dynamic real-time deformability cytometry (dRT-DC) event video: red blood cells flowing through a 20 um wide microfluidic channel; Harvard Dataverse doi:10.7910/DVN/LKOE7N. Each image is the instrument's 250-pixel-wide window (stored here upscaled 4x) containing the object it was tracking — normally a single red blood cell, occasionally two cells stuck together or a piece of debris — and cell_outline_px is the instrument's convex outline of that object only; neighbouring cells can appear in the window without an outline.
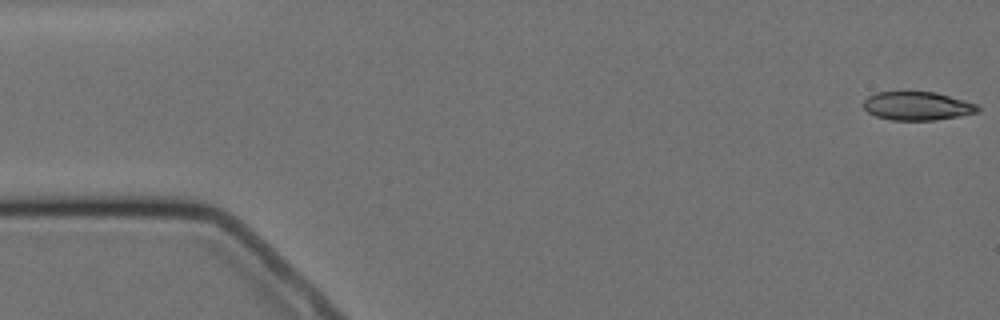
{"species": "Egyptian fruit bat (a non-hibernating species)", "species_latin": "Rousettus aegyptiacus", "temperature_condition": "cold", "stored_images_in_passage": 15, "camera_frame_rate_fps": 3000, "um_per_image_px": 0.085, "animal": {"sex": "female"}, "frame": {"image": 1, "passage_image": 1, "time_ms": 0.0, "image_size_px": [1000, 320], "cell_outline_px": [[980, 112], [960, 116], [936, 120], [892, 120], [876, 116], [868, 112], [864, 108], [864, 100], [868, 96], [876, 92], [936, 92], [964, 100], [976, 104], [980, 108]], "centroid_in_image_um": [77.99, 9.01], "position_along_channel_um": 7.0, "area_um2": 19.02}}
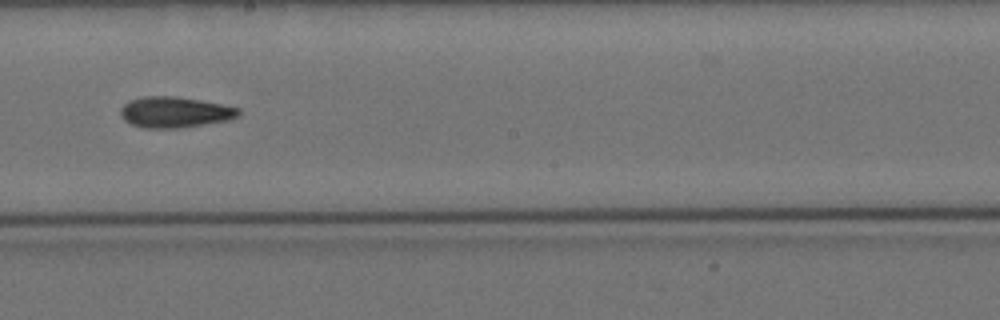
{"frame": {"image": 2, "passage_image": 9, "time_ms": 10.0, "image_size_px": [1000, 320], "cell_outline_px": [[240, 116], [228, 120], [180, 128], [140, 128], [124, 120], [120, 116], [120, 108], [128, 100], [144, 96], [172, 96], [220, 104], [240, 108]], "centroid_in_image_um": [14.82, 9.54], "position_along_channel_um": 233.4, "area_um2": 21.21}}
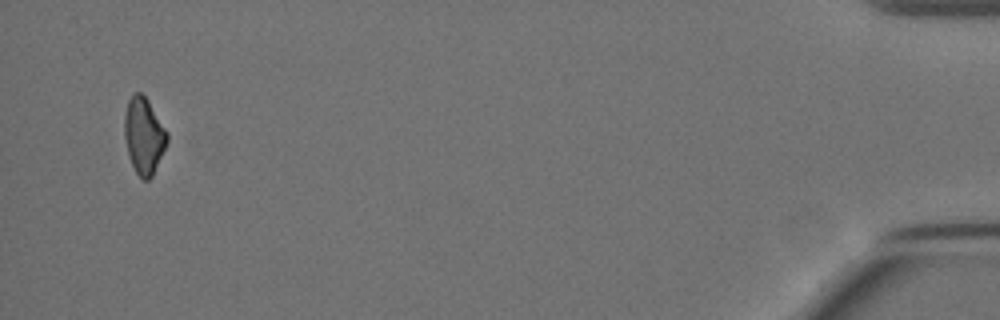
{"frame": {"image": 3, "passage_image": 15, "time_ms": 18.0, "image_size_px": [1000, 320], "cell_outline_px": [[168, 140], [152, 176], [148, 180], [144, 180], [136, 172], [128, 156], [124, 136], [124, 116], [128, 100], [132, 92], [140, 92], [148, 100], [168, 132]], "centroid_in_image_um": [12.21, 11.5], "position_along_channel_um": 423.0, "area_um2": 18.96}}